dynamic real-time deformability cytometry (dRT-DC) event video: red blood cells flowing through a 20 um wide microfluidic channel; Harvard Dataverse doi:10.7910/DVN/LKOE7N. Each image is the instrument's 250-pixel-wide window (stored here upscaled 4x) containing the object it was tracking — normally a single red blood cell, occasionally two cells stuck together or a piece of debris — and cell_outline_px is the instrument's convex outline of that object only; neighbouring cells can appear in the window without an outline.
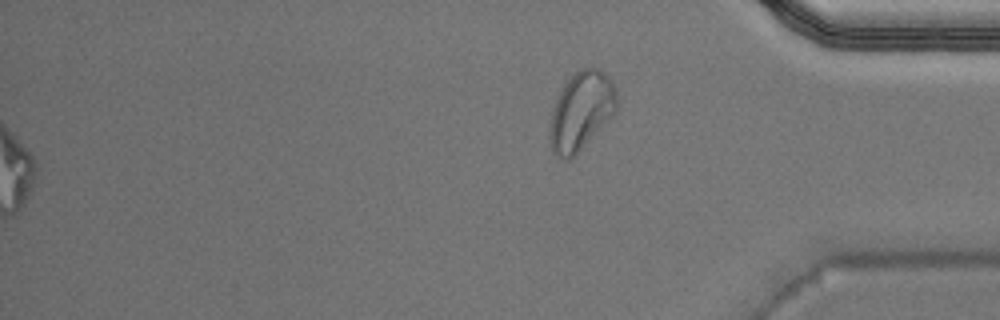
{"species": "Egyptian fruit bat (a non-hibernating species)", "species_latin": "Rousettus aegyptiacus", "temperature_condition": "warm", "stored_images_in_passage": 37, "segment_of_instrument_passage": [2, 2], "camera_frame_rate_fps": 3000, "um_per_image_px": 0.085, "animal": {"sex": "male"}, "frame": {"image": 1, "passage_image": 37, "time_ms": 12.0, "image_size_px": [1000, 320], "cell_outline_px": [[616, 112], [568, 160], [564, 160], [556, 156], [552, 152], [548, 140], [548, 132], [552, 112], [556, 96], [564, 84], [580, 68], [596, 68], [604, 72], [612, 80], [616, 92]], "centroid_in_image_um": [49.36, 9.42], "position_along_channel_um": 385.8, "area_um2": 30.29}}